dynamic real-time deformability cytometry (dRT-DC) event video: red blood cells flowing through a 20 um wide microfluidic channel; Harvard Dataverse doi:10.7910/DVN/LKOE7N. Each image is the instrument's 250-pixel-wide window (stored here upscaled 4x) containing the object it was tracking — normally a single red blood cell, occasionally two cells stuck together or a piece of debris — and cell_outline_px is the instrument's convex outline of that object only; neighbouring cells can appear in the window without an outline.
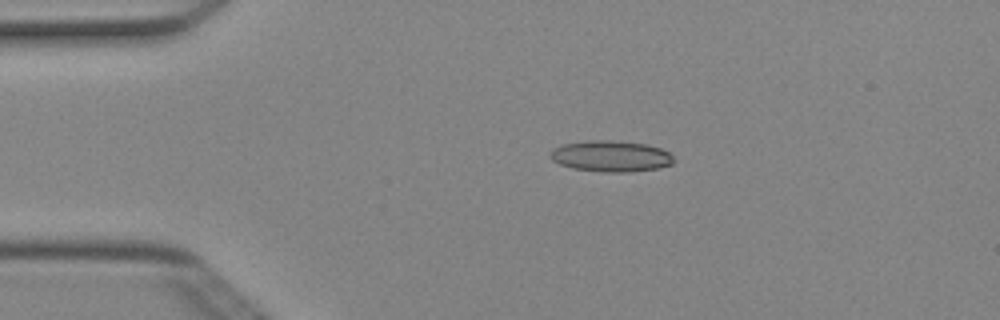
{"species": "Egyptian fruit bat (a non-hibernating species)", "species_latin": "Rousettus aegyptiacus", "temperature_condition": "cold", "stored_images_in_passage": 4, "camera_frame_rate_fps": 3000, "um_per_image_px": 0.085, "animal": {"sex": "female"}, "frame": {"image": 1, "passage_image": 3, "time_ms": 0.667, "image_size_px": [1000, 320], "cell_outline_px": [[672, 164], [656, 168], [624, 172], [604, 172], [572, 168], [560, 164], [552, 160], [552, 148], [564, 144], [588, 140], [612, 140], [648, 144], [660, 148], [668, 152], [672, 156]], "centroid_in_image_um": [51.91, 13.26], "position_along_channel_um": 33.1, "area_um2": 22.14}}